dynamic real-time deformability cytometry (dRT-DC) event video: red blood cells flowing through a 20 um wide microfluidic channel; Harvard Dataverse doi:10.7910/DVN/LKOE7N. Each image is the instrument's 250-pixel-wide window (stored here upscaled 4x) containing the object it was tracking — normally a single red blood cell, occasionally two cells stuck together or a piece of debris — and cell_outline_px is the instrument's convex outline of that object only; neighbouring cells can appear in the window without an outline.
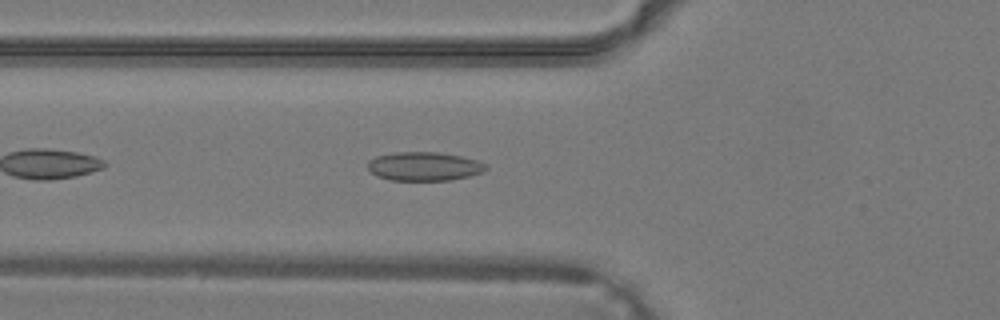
{"species": "common noctule bat (a hibernating species)", "species_latin": "Nyctalus noctula", "temperature_condition": "warm", "stored_images_in_passage": 40, "camera_frame_rate_fps": 3000, "um_per_image_px": 0.085, "animal": {"sex": "male", "body_mass_g": 19.2, "forearm_length_mm": 51.8}, "frame": {"image": 1, "passage_image": 16, "time_ms": 5.0, "image_size_px": [1000, 320], "cell_outline_px": [[488, 168], [480, 172], [468, 176], [448, 180], [392, 180], [376, 176], [368, 168], [368, 160], [376, 156], [396, 152], [436, 152], [460, 156], [476, 160], [488, 164]], "centroid_in_image_um": [36.03, 14.13], "position_along_channel_um": 89.8, "area_um2": 19.65}}
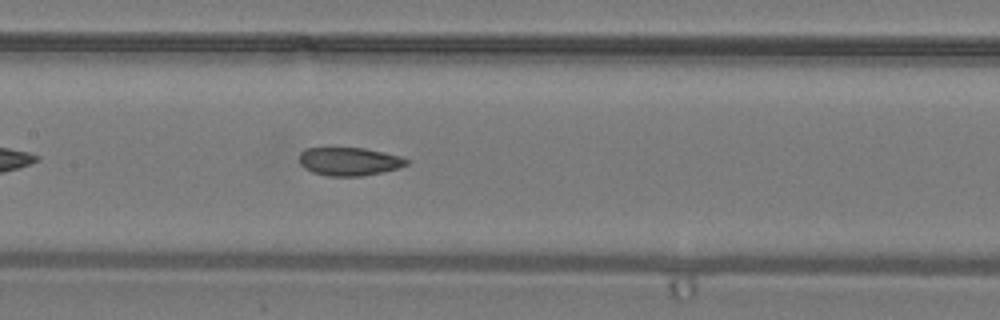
{"frame": {"image": 2, "passage_image": 21, "time_ms": 6.667, "image_size_px": [1000, 320], "cell_outline_px": [[408, 164], [400, 168], [360, 176], [328, 176], [312, 172], [304, 168], [300, 164], [300, 152], [304, 148], [364, 148], [384, 152], [400, 156], [408, 160]], "centroid_in_image_um": [29.67, 13.72], "position_along_channel_um": 177.7, "area_um2": 17.63}}
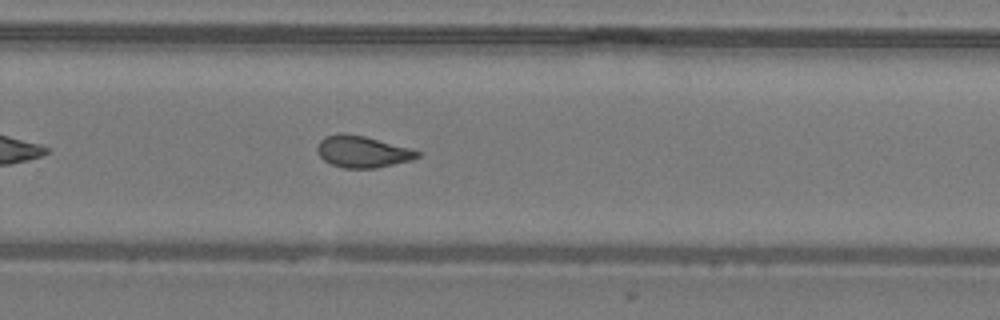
{"frame": {"image": 3, "passage_image": 28, "time_ms": 9.0, "image_size_px": [1000, 320], "cell_outline_px": [[420, 156], [412, 160], [376, 168], [344, 168], [332, 164], [324, 160], [320, 156], [316, 148], [320, 140], [324, 136], [340, 132], [344, 132], [364, 136], [412, 148], [420, 152]], "centroid_in_image_um": [30.81, 12.88], "position_along_channel_um": 299.0, "area_um2": 18.61}}